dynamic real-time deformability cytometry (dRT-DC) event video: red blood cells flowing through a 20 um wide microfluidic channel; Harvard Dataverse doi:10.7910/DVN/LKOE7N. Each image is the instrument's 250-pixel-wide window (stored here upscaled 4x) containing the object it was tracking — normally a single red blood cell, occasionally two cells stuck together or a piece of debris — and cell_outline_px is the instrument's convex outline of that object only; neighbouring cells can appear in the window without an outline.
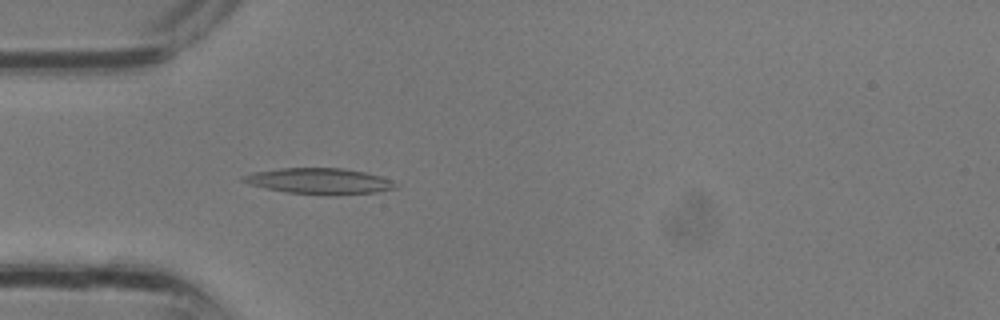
{"species": "common noctule bat (a hibernating species)", "species_latin": "Nyctalus noctula", "temperature_condition": "room temperature", "stored_images_in_passage": 31, "camera_frame_rate_fps": 3000, "um_per_image_px": 0.085, "animal": {"sex": "male", "body_mass_g": 13.3}, "frame": {"image": 1, "passage_image": 8, "time_ms": 2.333, "image_size_px": [1000, 320], "cell_outline_px": [[396, 188], [376, 192], [284, 192], [264, 188], [240, 180], [244, 176], [252, 172], [280, 168], [340, 168], [364, 172], [380, 176], [392, 180], [396, 184]], "centroid_in_image_um": [27.09, 15.34], "position_along_channel_um": 57.9, "area_um2": 21.73}}
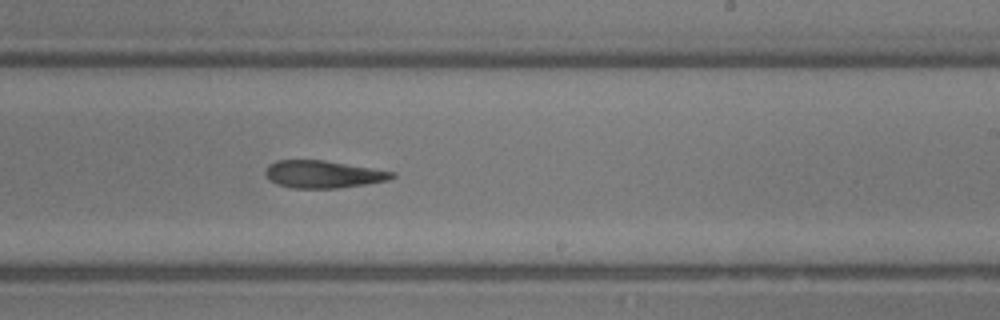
{"frame": {"image": 2, "passage_image": 18, "time_ms": 5.667, "image_size_px": [1000, 320], "cell_outline_px": [[396, 176], [388, 180], [364, 184], [336, 188], [292, 188], [276, 184], [268, 180], [264, 172], [268, 164], [276, 160], [324, 160], [396, 172]], "centroid_in_image_um": [27.42, 14.81], "position_along_channel_um": 261.6, "area_um2": 20.29}}
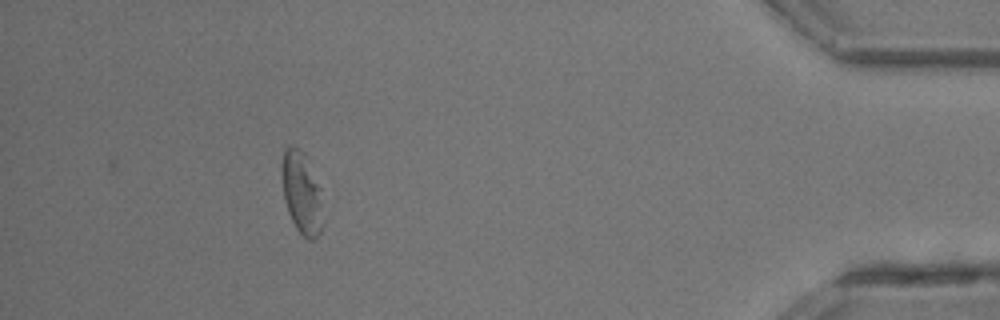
{"frame": {"image": 3, "passage_image": 28, "time_ms": 9.0, "image_size_px": [1000, 320], "cell_outline_px": [[324, 224], [320, 232], [312, 240], [308, 240], [296, 228], [288, 212], [284, 200], [284, 148], [292, 144], [300, 148], [304, 152], [320, 188]], "centroid_in_image_um": [25.69, 16.43], "position_along_channel_um": 409.5, "area_um2": 19.31}}